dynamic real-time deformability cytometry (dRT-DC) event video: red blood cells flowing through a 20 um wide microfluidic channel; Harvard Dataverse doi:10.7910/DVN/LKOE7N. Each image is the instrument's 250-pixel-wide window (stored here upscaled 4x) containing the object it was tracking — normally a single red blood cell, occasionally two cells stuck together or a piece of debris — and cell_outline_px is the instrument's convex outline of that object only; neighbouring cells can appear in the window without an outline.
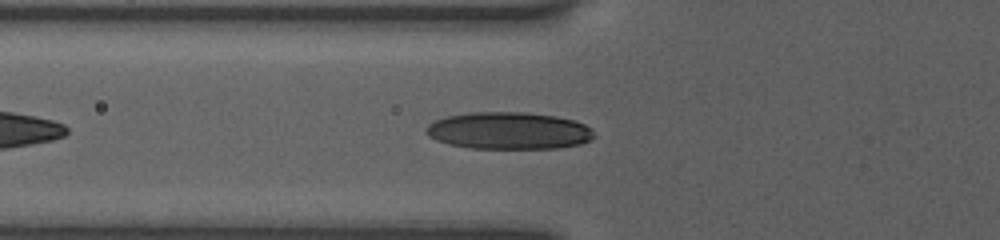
{"species": "human", "species_latin": "Homo sapiens", "temperature_condition": "room temperature", "stored_images_in_passage": 24, "camera_frame_rate_fps": 3000, "um_per_image_px": 0.085, "donor": {"sex": "female"}, "frame": {"image": 1, "passage_image": 11, "time_ms": 6.667, "image_size_px": [1000, 240], "cell_outline_px": [[596, 136], [592, 140], [580, 144], [560, 148], [468, 148], [448, 144], [436, 140], [428, 136], [424, 132], [424, 128], [428, 124], [436, 120], [448, 116], [472, 112], [524, 112], [556, 116], [572, 120], [584, 124], [592, 128]], "centroid_in_image_um": [43.25, 11.11], "position_along_channel_um": 82.6, "area_um2": 36.59}}
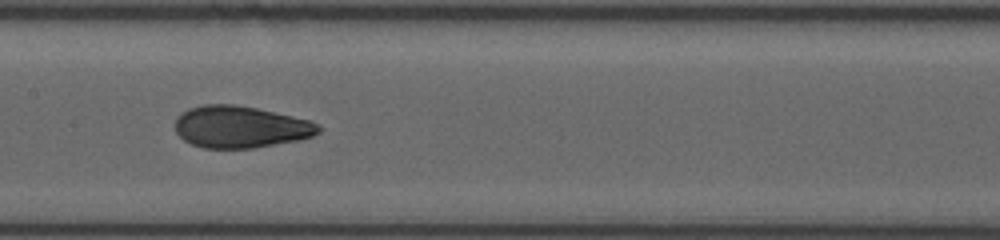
{"frame": {"image": 2, "passage_image": 17, "time_ms": 9.333, "image_size_px": [1000, 240], "cell_outline_px": [[320, 132], [312, 136], [300, 140], [252, 148], [204, 148], [192, 144], [184, 140], [176, 132], [176, 116], [188, 108], [204, 104], [232, 104], [256, 108], [308, 120], [320, 124]], "centroid_in_image_um": [20.42, 10.79], "position_along_channel_um": 187.0, "area_um2": 34.91}}
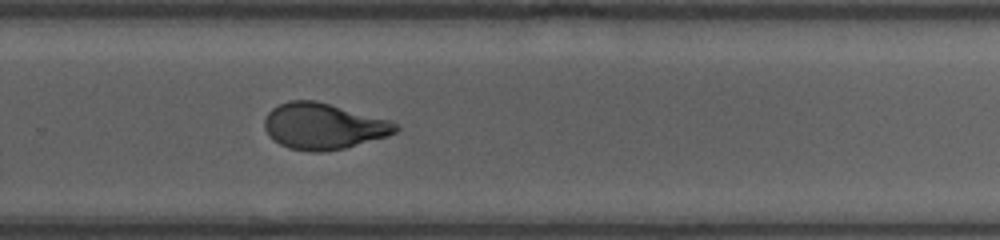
{"frame": {"image": 3, "passage_image": 24, "time_ms": 12.333, "image_size_px": [1000, 240], "cell_outline_px": [[400, 128], [396, 132], [388, 136], [344, 148], [324, 152], [312, 152], [288, 148], [280, 144], [268, 136], [264, 128], [264, 120], [268, 112], [272, 108], [288, 100], [316, 100], [392, 120], [400, 124]], "centroid_in_image_um": [27.51, 10.72], "position_along_channel_um": 302.3, "area_um2": 35.66}}